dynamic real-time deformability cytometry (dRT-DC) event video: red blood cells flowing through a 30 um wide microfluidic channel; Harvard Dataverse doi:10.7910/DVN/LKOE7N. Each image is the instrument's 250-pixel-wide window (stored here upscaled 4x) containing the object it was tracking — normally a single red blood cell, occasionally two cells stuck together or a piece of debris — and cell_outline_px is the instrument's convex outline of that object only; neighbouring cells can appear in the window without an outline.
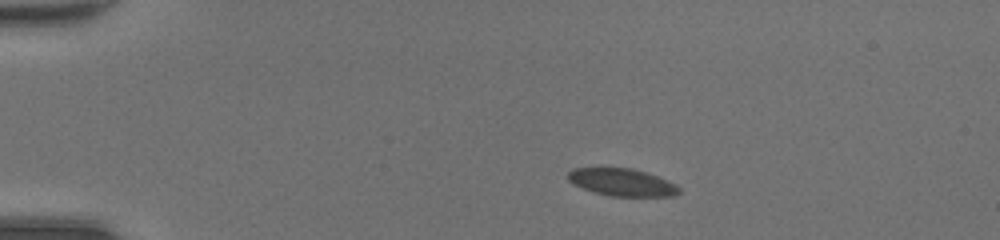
{"species": "common noctule bat (a hibernating species)", "species_latin": "Nyctalus noctula", "temperature_condition": "room temperature", "stored_images_in_passage": 47, "camera_frame_rate_fps": 3000, "um_per_image_px": 0.085, "animal": {"sex": "female", "body_mass_g": 20.0, "forearm_length_mm": 54.0}, "frame": {"image": 1, "passage_image": 7, "time_ms": 2.0, "image_size_px": [1000, 240], "cell_outline_px": [[680, 192], [672, 196], [612, 196], [596, 192], [584, 188], [568, 180], [568, 172], [572, 168], [632, 168], [668, 180], [676, 184], [680, 188]], "centroid_in_image_um": [52.9, 15.49], "position_along_channel_um": 32.1, "area_um2": 17.46}}
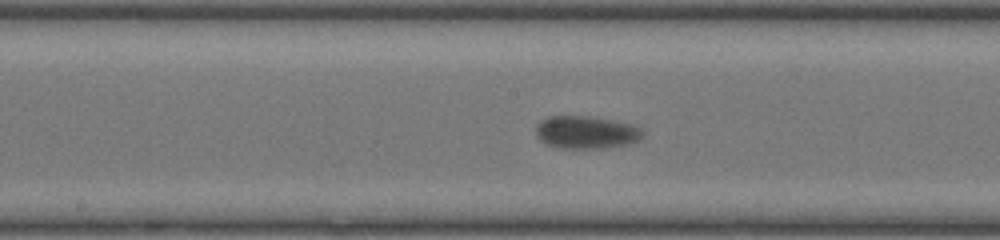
{"frame": {"image": 2, "passage_image": 24, "time_ms": 7.667, "image_size_px": [1000, 240], "cell_outline_px": [[644, 136], [640, 140], [632, 144], [600, 148], [556, 148], [540, 140], [536, 136], [536, 124], [540, 120], [548, 116], [588, 116], [632, 124], [640, 128], [644, 132]], "centroid_in_image_um": [49.83, 11.25], "position_along_channel_um": 198.4, "area_um2": 20.58}}
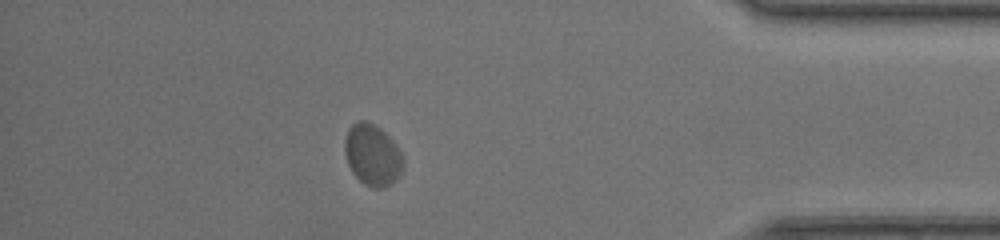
{"frame": {"image": 3, "passage_image": 41, "time_ms": 13.333, "image_size_px": [1000, 240], "cell_outline_px": [[404, 164], [396, 180], [392, 184], [384, 188], [372, 188], [364, 184], [352, 172], [348, 164], [344, 152], [344, 140], [348, 128], [356, 120], [368, 120], [376, 124], [396, 144], [404, 156]], "centroid_in_image_um": [31.66, 13.15], "position_along_channel_um": 403.5, "area_um2": 21.33}, "authors_computed_cell_mechanics": {"area_um2": 19.652, "velocity_mm_per_s": 4.2398, "shape_relaxation_time_tau1_ms": 2.2596, "shape_relaxation_time_tau2_ms": null, "deformation_change_tau1": 0.0646, "deformation_change_tau2": null}}